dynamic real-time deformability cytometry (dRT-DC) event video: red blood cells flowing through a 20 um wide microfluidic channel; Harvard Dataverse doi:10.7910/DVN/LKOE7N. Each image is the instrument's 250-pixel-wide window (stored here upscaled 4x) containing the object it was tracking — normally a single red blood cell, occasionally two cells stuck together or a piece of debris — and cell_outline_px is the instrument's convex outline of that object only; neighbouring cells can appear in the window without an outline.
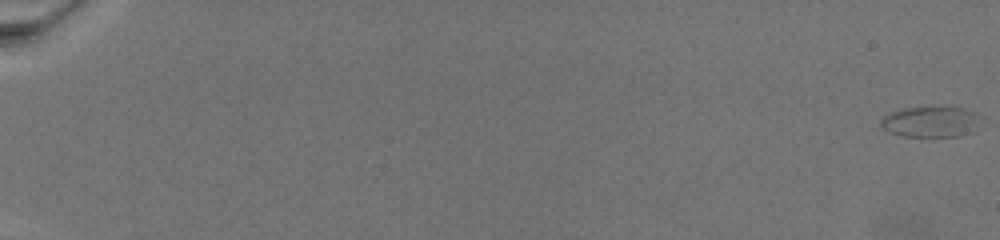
{"species": "common noctule bat (a hibernating species)", "species_latin": "Nyctalus noctula", "temperature_condition": "warm", "stored_images_in_passage": 45, "camera_frame_rate_fps": 3000, "um_per_image_px": 0.085, "animal": {"sex": "female", "body_mass_g": 19.5, "forearm_length_mm": 54.1}, "frame": {"image": 1, "passage_image": 1, "time_ms": 0.0, "image_size_px": [1000, 240], "cell_outline_px": [[976, 132], [960, 136], [904, 136], [888, 132], [880, 124], [880, 120], [888, 112], [904, 108], [964, 108], [976, 112]], "centroid_in_image_um": [79.07, 10.37], "position_along_channel_um": 5.9, "area_um2": 17.63}}
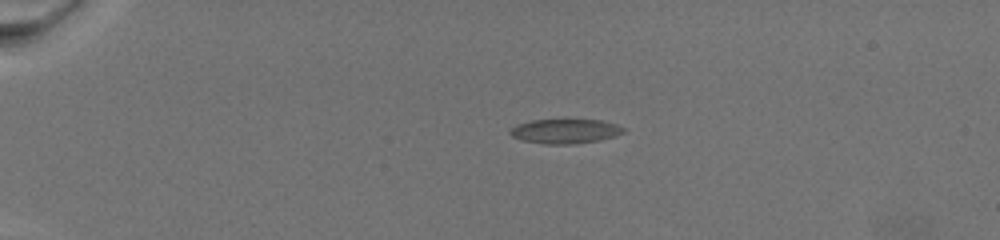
{"frame": {"image": 2, "passage_image": 30, "time_ms": 6.667, "image_size_px": [1000, 240], "cell_outline_px": [[624, 132], [616, 136], [600, 140], [572, 144], [544, 144], [524, 140], [512, 136], [508, 132], [516, 124], [532, 120], [568, 116], [604, 120], [616, 124], [624, 128]], "centroid_in_image_um": [48.07, 11.09], "position_along_channel_um": 36.9, "area_um2": 17.17}}